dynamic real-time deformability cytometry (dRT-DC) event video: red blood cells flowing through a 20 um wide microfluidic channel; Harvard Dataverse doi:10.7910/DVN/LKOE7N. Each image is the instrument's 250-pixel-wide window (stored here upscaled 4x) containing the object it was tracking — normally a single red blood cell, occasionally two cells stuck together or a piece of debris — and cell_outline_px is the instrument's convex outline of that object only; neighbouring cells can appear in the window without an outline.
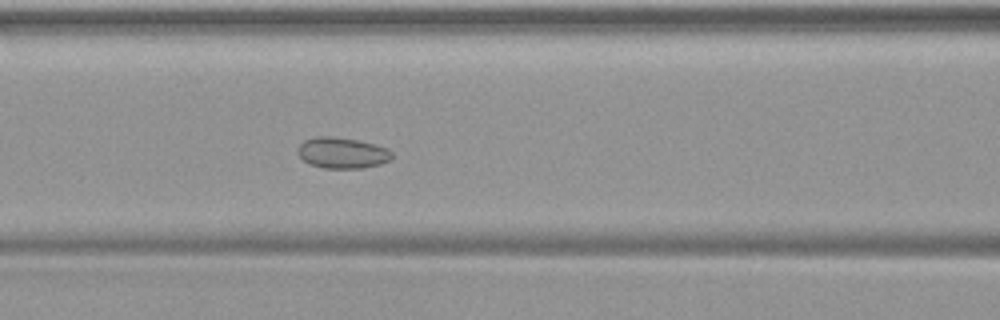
{"species": "common noctule bat (a hibernating species)", "species_latin": "Nyctalus noctula", "temperature_condition": "warm", "stored_images_in_passage": 37, "camera_frame_rate_fps": 3000, "um_per_image_px": 0.085, "animal": {"sex": "female", "body_mass_g": 19.9}, "frame": {"image": 1, "passage_image": 9, "time_ms": 2.667, "image_size_px": [1000, 320], "cell_outline_px": [[392, 156], [388, 160], [380, 164], [364, 168], [324, 168], [312, 164], [304, 160], [296, 152], [296, 148], [304, 140], [316, 136], [332, 136], [360, 140], [376, 144], [388, 148], [392, 152]], "centroid_in_image_um": [29.09, 12.98], "position_along_channel_um": 137.5, "area_um2": 17.11}}
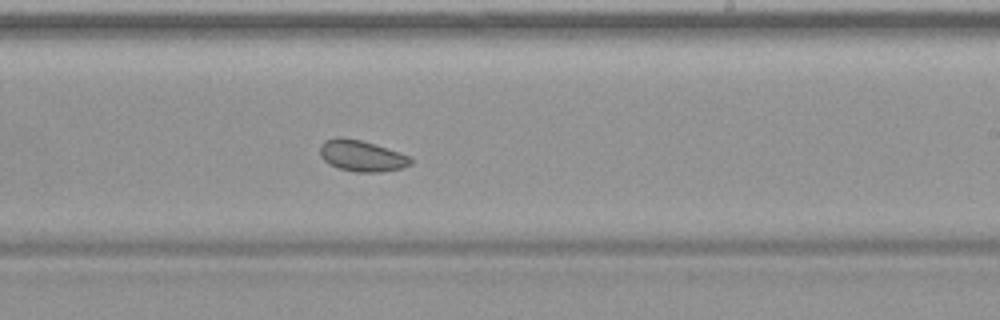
{"frame": {"image": 2, "passage_image": 18, "time_ms": 5.667, "image_size_px": [1000, 320], "cell_outline_px": [[412, 164], [400, 168], [380, 172], [356, 172], [340, 168], [328, 164], [320, 156], [320, 144], [324, 140], [336, 136], [340, 136], [360, 140], [412, 156]], "centroid_in_image_um": [30.72, 13.23], "position_along_channel_um": 258.3, "area_um2": 16.53}}
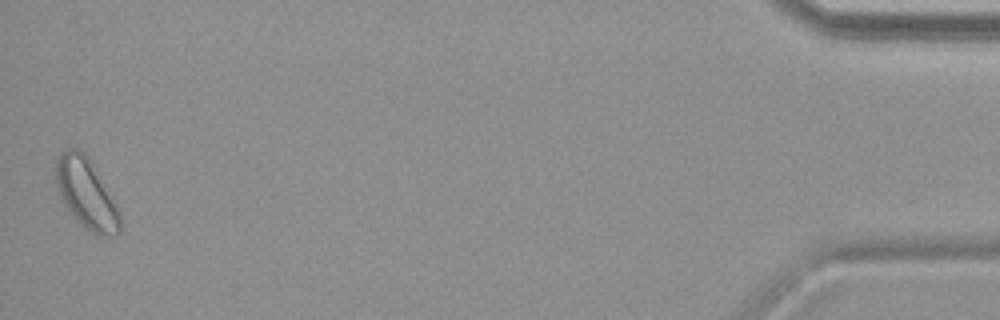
{"frame": {"image": 3, "passage_image": 37, "time_ms": 12.0, "image_size_px": [1000, 320], "cell_outline_px": [[120, 232], [108, 236], [96, 236], [80, 224], [76, 220], [64, 204], [56, 188], [56, 156], [60, 152], [68, 148], [76, 148], [84, 152], [88, 156], [116, 204], [120, 212]], "centroid_in_image_um": [7.32, 16.45], "position_along_channel_um": 427.9, "area_um2": 26.24}}